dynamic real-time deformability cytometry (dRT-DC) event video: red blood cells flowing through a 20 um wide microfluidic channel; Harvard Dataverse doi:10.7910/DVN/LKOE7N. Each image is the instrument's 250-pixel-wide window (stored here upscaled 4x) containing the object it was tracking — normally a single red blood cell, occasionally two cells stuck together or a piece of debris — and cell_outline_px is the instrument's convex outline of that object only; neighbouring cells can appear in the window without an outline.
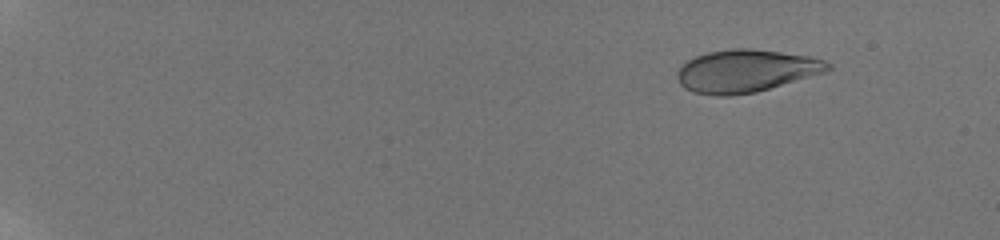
{"species": "human", "species_latin": "Homo sapiens", "temperature_condition": "room temperature", "stored_images_in_passage": 58, "camera_frame_rate_fps": 3000, "um_per_image_px": 0.085, "donor": {"sex": "male"}, "frame": {"image": 1, "passage_image": 8, "time_ms": 2.333, "image_size_px": [1000, 240], "cell_outline_px": [[832, 68], [824, 72], [756, 92], [728, 96], [716, 96], [692, 92], [684, 88], [680, 84], [676, 76], [676, 72], [680, 64], [696, 56], [708, 52], [732, 48], [752, 48], [808, 56], [824, 60], [832, 64]], "centroid_in_image_um": [63.35, 6.03], "position_along_channel_um": 21.6, "area_um2": 37.45}}
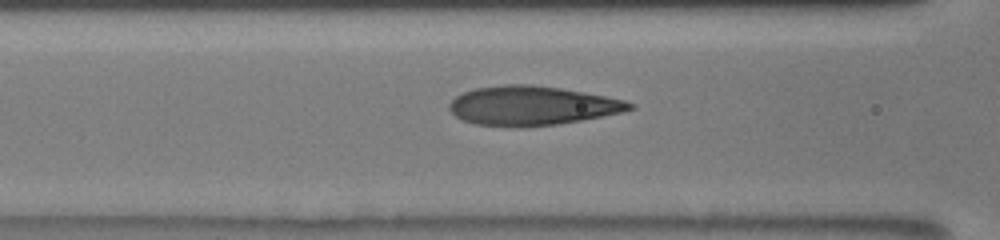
{"frame": {"image": 2, "passage_image": 29, "time_ms": 9.333, "image_size_px": [1000, 240], "cell_outline_px": [[636, 108], [624, 112], [560, 124], [520, 128], [476, 124], [464, 120], [456, 116], [448, 108], [448, 104], [456, 96], [464, 92], [476, 88], [504, 84], [528, 84], [560, 88], [604, 96], [624, 100], [636, 104]], "centroid_in_image_um": [45.23, 8.99], "position_along_channel_um": 121.4, "area_um2": 41.33}}
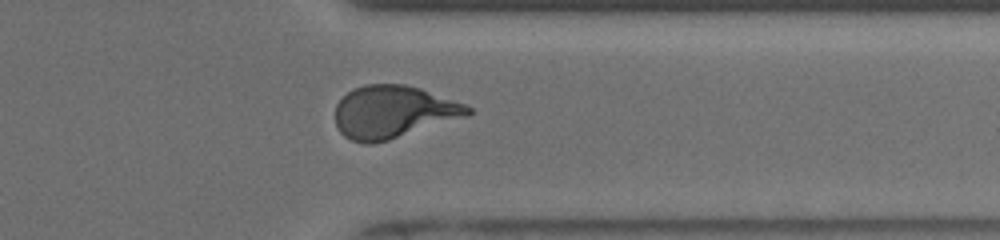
{"frame": {"image": 3, "passage_image": 49, "time_ms": 16.0, "image_size_px": [1000, 240], "cell_outline_px": [[472, 112], [468, 116], [388, 140], [372, 144], [364, 144], [352, 140], [344, 136], [340, 132], [336, 124], [336, 104], [352, 88], [368, 84], [404, 84], [420, 88], [464, 104], [472, 108]], "centroid_in_image_um": [33.41, 9.51], "position_along_channel_um": 378.0, "area_um2": 40.4}, "authors_computed_cell_mechanics": {"area_um2": 39.3329, "velocity_mm_per_s": 3.8487, "shape_relaxation_time_tau1_ms": 5.1043, "shape_relaxation_time_tau2_ms": 0.672, "deformation_change_tau1": 0.2279, "deformation_change_tau2": 0.0639}}